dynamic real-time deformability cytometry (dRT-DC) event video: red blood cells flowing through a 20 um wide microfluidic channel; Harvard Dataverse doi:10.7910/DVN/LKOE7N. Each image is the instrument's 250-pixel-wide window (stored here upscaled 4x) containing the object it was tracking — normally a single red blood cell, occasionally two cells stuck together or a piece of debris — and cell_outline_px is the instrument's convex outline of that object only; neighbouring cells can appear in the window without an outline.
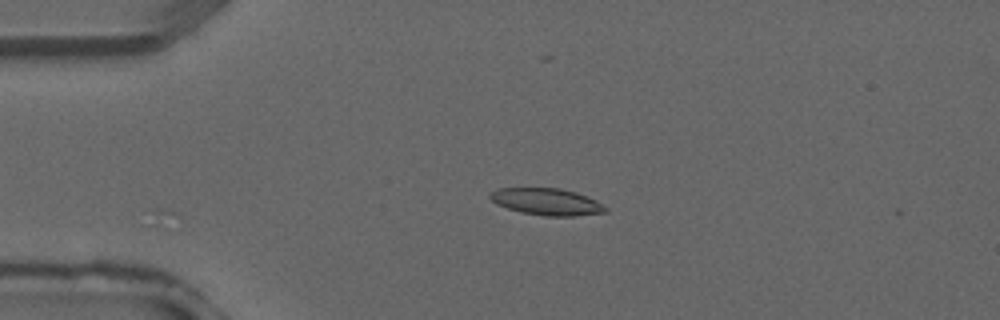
{"species": "common noctule bat (a hibernating species)", "species_latin": "Nyctalus noctula", "temperature_condition": "warm", "stored_images_in_passage": 4, "camera_frame_rate_fps": 3000, "um_per_image_px": 0.085, "animal": {"sex": "male", "forearm_length_mm": 52.5}, "frame": {"image": 1, "passage_image": 1, "time_ms": 0.0, "image_size_px": [1000, 320], "cell_outline_px": [[608, 212], [576, 216], [544, 216], [520, 212], [496, 204], [488, 196], [492, 192], [500, 188], [560, 188], [576, 192], [596, 200], [608, 208]], "centroid_in_image_um": [46.51, 17.15], "position_along_channel_um": 38.5, "area_um2": 18.09}}